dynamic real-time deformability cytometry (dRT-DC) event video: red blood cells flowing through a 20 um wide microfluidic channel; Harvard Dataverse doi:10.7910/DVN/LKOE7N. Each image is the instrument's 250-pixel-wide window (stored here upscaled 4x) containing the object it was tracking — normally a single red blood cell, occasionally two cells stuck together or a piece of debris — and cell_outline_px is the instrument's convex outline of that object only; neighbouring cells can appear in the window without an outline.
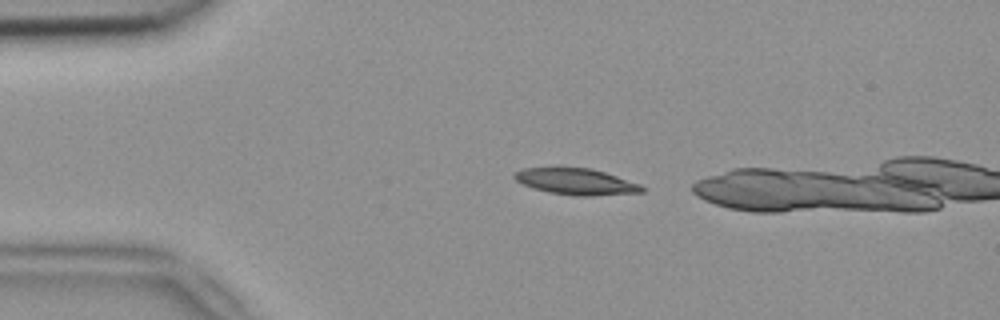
{"species": "common noctule bat (a hibernating species)", "species_latin": "Nyctalus noctula", "temperature_condition": "room temperature", "stored_images_in_passage": 2, "camera_frame_rate_fps": 3000, "um_per_image_px": 0.085, "animal": {"sex": "female", "body_mass_g": 18.4}, "frame": {"image": 1, "passage_image": 1, "time_ms": 0.0, "image_size_px": [1000, 320], "cell_outline_px": [[648, 188], [644, 192], [592, 196], [576, 196], [548, 192], [532, 188], [516, 180], [512, 176], [516, 172], [524, 168], [592, 168], [640, 184]], "centroid_in_image_um": [49.01, 15.45], "position_along_channel_um": 36.0, "area_um2": 19.48}}